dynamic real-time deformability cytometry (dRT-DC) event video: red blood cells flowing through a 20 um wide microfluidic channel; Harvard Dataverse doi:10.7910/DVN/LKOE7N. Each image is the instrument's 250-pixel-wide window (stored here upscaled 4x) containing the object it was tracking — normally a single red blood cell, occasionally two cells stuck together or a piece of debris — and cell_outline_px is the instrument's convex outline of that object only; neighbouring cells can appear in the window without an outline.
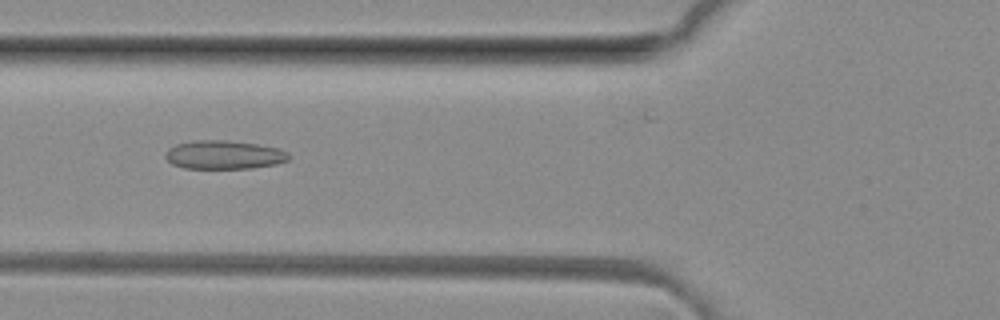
{"species": "common noctule bat (a hibernating species)", "species_latin": "Nyctalus noctula", "temperature_condition": "room temperature", "stored_images_in_passage": 50, "camera_frame_rate_fps": 3000, "um_per_image_px": 0.085, "animal": {"sex": "female", "body_mass_g": 29.2, "forearm_length_mm": 56.3}, "frame": {"image": 1, "passage_image": 19, "time_ms": 6.0, "image_size_px": [1000, 320], "cell_outline_px": [[288, 160], [276, 164], [252, 168], [184, 168], [172, 164], [164, 156], [164, 152], [168, 148], [176, 144], [196, 140], [224, 140], [256, 144], [280, 148], [288, 152]], "centroid_in_image_um": [19.02, 13.15], "position_along_channel_um": 106.8, "area_um2": 20.58}}
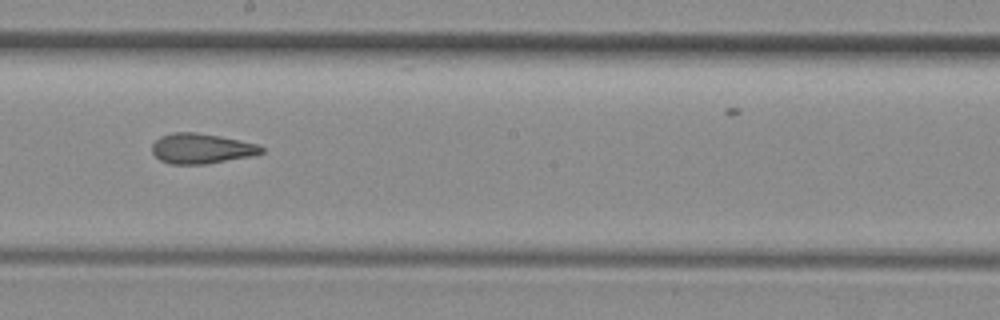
{"frame": {"image": 2, "passage_image": 28, "time_ms": 9.0, "image_size_px": [1000, 320], "cell_outline_px": [[264, 152], [252, 156], [204, 164], [172, 164], [160, 160], [152, 152], [152, 144], [160, 136], [172, 132], [196, 132], [220, 136], [260, 144], [264, 148]], "centroid_in_image_um": [17.14, 12.61], "position_along_channel_um": 231.1, "area_um2": 19.31}}
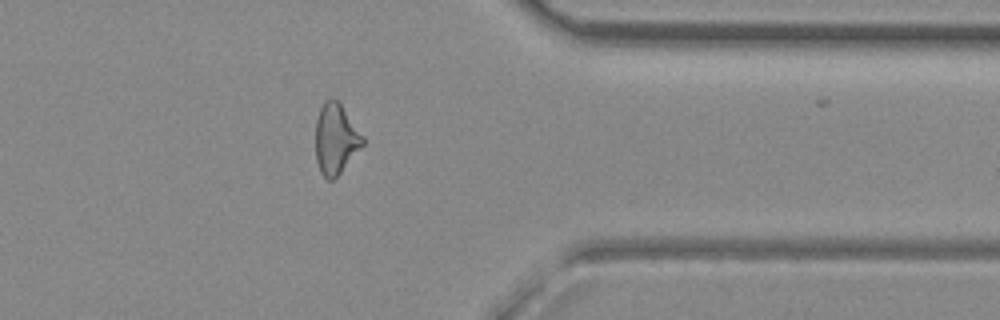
{"frame": {"image": 3, "passage_image": 40, "time_ms": 13.0, "image_size_px": [1000, 320], "cell_outline_px": [[364, 144], [340, 172], [332, 180], [328, 180], [320, 172], [316, 160], [316, 120], [320, 108], [324, 100], [332, 96], [340, 104], [364, 136]], "centroid_in_image_um": [28.52, 11.78], "position_along_channel_um": 382.9, "area_um2": 19.19}, "authors_computed_cell_mechanics": {"area_um2": 20.1433, "velocity_mm_per_s": 4.145, "shape_relaxation_time_tau1_ms": null, "shape_relaxation_time_tau2_ms": 2.5358, "deformation_change_tau1": null, "deformation_change_tau2": 0.1136}}